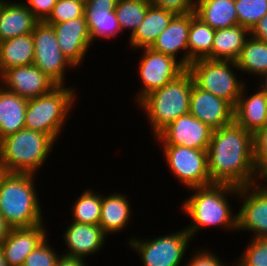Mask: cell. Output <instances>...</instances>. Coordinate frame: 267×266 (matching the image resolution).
Returning <instances> with one entry per match:
<instances>
[{"label": "cell", "instance_id": "cell-1", "mask_svg": "<svg viewBox=\"0 0 267 266\" xmlns=\"http://www.w3.org/2000/svg\"><path fill=\"white\" fill-rule=\"evenodd\" d=\"M207 152L212 183L240 188L262 181L254 166L253 134L235 122L213 130Z\"/></svg>", "mask_w": 267, "mask_h": 266}, {"label": "cell", "instance_id": "cell-2", "mask_svg": "<svg viewBox=\"0 0 267 266\" xmlns=\"http://www.w3.org/2000/svg\"><path fill=\"white\" fill-rule=\"evenodd\" d=\"M190 192L193 195L185 198L180 206L184 216L191 219L185 227L191 238L207 227L237 232V213H233L229 198L238 197L239 187L213 183L191 188Z\"/></svg>", "mask_w": 267, "mask_h": 266}, {"label": "cell", "instance_id": "cell-3", "mask_svg": "<svg viewBox=\"0 0 267 266\" xmlns=\"http://www.w3.org/2000/svg\"><path fill=\"white\" fill-rule=\"evenodd\" d=\"M36 176L8 173L2 180L0 212L12 228L32 227L45 222L36 190Z\"/></svg>", "mask_w": 267, "mask_h": 266}, {"label": "cell", "instance_id": "cell-4", "mask_svg": "<svg viewBox=\"0 0 267 266\" xmlns=\"http://www.w3.org/2000/svg\"><path fill=\"white\" fill-rule=\"evenodd\" d=\"M193 84V77L186 69L176 79L148 93L136 104L143 114L146 113L153 138L174 120L189 113Z\"/></svg>", "mask_w": 267, "mask_h": 266}, {"label": "cell", "instance_id": "cell-5", "mask_svg": "<svg viewBox=\"0 0 267 266\" xmlns=\"http://www.w3.org/2000/svg\"><path fill=\"white\" fill-rule=\"evenodd\" d=\"M76 93L74 86L57 85L49 93L28 99L25 128L49 135L55 142L60 140L62 129L77 106Z\"/></svg>", "mask_w": 267, "mask_h": 266}, {"label": "cell", "instance_id": "cell-6", "mask_svg": "<svg viewBox=\"0 0 267 266\" xmlns=\"http://www.w3.org/2000/svg\"><path fill=\"white\" fill-rule=\"evenodd\" d=\"M55 144L49 135L24 128L0 140V161L8 173L36 175Z\"/></svg>", "mask_w": 267, "mask_h": 266}, {"label": "cell", "instance_id": "cell-7", "mask_svg": "<svg viewBox=\"0 0 267 266\" xmlns=\"http://www.w3.org/2000/svg\"><path fill=\"white\" fill-rule=\"evenodd\" d=\"M187 70L198 88L228 101L233 107L247 83L244 79L238 80L236 74L239 69L236 62L231 60L198 59L193 61Z\"/></svg>", "mask_w": 267, "mask_h": 266}, {"label": "cell", "instance_id": "cell-8", "mask_svg": "<svg viewBox=\"0 0 267 266\" xmlns=\"http://www.w3.org/2000/svg\"><path fill=\"white\" fill-rule=\"evenodd\" d=\"M131 236L130 249L140 255L144 266H183V259L188 251L191 238L185 227L167 235L146 239Z\"/></svg>", "mask_w": 267, "mask_h": 266}, {"label": "cell", "instance_id": "cell-9", "mask_svg": "<svg viewBox=\"0 0 267 266\" xmlns=\"http://www.w3.org/2000/svg\"><path fill=\"white\" fill-rule=\"evenodd\" d=\"M171 175L186 190L213 184L208 171L207 150L186 146L160 145Z\"/></svg>", "mask_w": 267, "mask_h": 266}, {"label": "cell", "instance_id": "cell-10", "mask_svg": "<svg viewBox=\"0 0 267 266\" xmlns=\"http://www.w3.org/2000/svg\"><path fill=\"white\" fill-rule=\"evenodd\" d=\"M32 35L35 47L33 64L57 85H65L64 80L67 79L65 72L69 70L68 68H74L73 70L76 68L61 52L54 28L44 21L38 22Z\"/></svg>", "mask_w": 267, "mask_h": 266}, {"label": "cell", "instance_id": "cell-11", "mask_svg": "<svg viewBox=\"0 0 267 266\" xmlns=\"http://www.w3.org/2000/svg\"><path fill=\"white\" fill-rule=\"evenodd\" d=\"M138 60V75L141 88L134 96L136 104L148 93L162 88L170 81L176 79L186 68L175 58L156 52L151 48H143Z\"/></svg>", "mask_w": 267, "mask_h": 266}, {"label": "cell", "instance_id": "cell-12", "mask_svg": "<svg viewBox=\"0 0 267 266\" xmlns=\"http://www.w3.org/2000/svg\"><path fill=\"white\" fill-rule=\"evenodd\" d=\"M236 199L241 204L237 210V232L248 231L252 232L251 238H267V180L240 187Z\"/></svg>", "mask_w": 267, "mask_h": 266}, {"label": "cell", "instance_id": "cell-13", "mask_svg": "<svg viewBox=\"0 0 267 266\" xmlns=\"http://www.w3.org/2000/svg\"><path fill=\"white\" fill-rule=\"evenodd\" d=\"M212 132L208 125L188 113L174 120L153 139L162 145L208 150Z\"/></svg>", "mask_w": 267, "mask_h": 266}, {"label": "cell", "instance_id": "cell-14", "mask_svg": "<svg viewBox=\"0 0 267 266\" xmlns=\"http://www.w3.org/2000/svg\"><path fill=\"white\" fill-rule=\"evenodd\" d=\"M54 32L60 50L69 62L77 69L83 64L89 48L94 46L85 17L74 18L61 23L49 24Z\"/></svg>", "mask_w": 267, "mask_h": 266}, {"label": "cell", "instance_id": "cell-15", "mask_svg": "<svg viewBox=\"0 0 267 266\" xmlns=\"http://www.w3.org/2000/svg\"><path fill=\"white\" fill-rule=\"evenodd\" d=\"M0 85L26 99L49 93L57 86L51 78L34 64L6 70L0 76Z\"/></svg>", "mask_w": 267, "mask_h": 266}, {"label": "cell", "instance_id": "cell-16", "mask_svg": "<svg viewBox=\"0 0 267 266\" xmlns=\"http://www.w3.org/2000/svg\"><path fill=\"white\" fill-rule=\"evenodd\" d=\"M189 113L213 130L234 122V107L228 101L198 88L195 84L191 91Z\"/></svg>", "mask_w": 267, "mask_h": 266}, {"label": "cell", "instance_id": "cell-17", "mask_svg": "<svg viewBox=\"0 0 267 266\" xmlns=\"http://www.w3.org/2000/svg\"><path fill=\"white\" fill-rule=\"evenodd\" d=\"M107 237L99 224H79L71 221L63 231L65 252L62 254L85 260L90 255L92 257L95 253L102 252Z\"/></svg>", "mask_w": 267, "mask_h": 266}, {"label": "cell", "instance_id": "cell-18", "mask_svg": "<svg viewBox=\"0 0 267 266\" xmlns=\"http://www.w3.org/2000/svg\"><path fill=\"white\" fill-rule=\"evenodd\" d=\"M118 0H87L84 17L92 43L100 39L113 40L120 34L121 28L115 9Z\"/></svg>", "mask_w": 267, "mask_h": 266}, {"label": "cell", "instance_id": "cell-19", "mask_svg": "<svg viewBox=\"0 0 267 266\" xmlns=\"http://www.w3.org/2000/svg\"><path fill=\"white\" fill-rule=\"evenodd\" d=\"M45 223L11 229L1 245L9 266H22L26 257L48 237Z\"/></svg>", "mask_w": 267, "mask_h": 266}, {"label": "cell", "instance_id": "cell-20", "mask_svg": "<svg viewBox=\"0 0 267 266\" xmlns=\"http://www.w3.org/2000/svg\"><path fill=\"white\" fill-rule=\"evenodd\" d=\"M190 25L191 13L176 14L168 27L159 34L151 49L175 58L187 69ZM180 52H184L182 58H178Z\"/></svg>", "mask_w": 267, "mask_h": 266}, {"label": "cell", "instance_id": "cell-21", "mask_svg": "<svg viewBox=\"0 0 267 266\" xmlns=\"http://www.w3.org/2000/svg\"><path fill=\"white\" fill-rule=\"evenodd\" d=\"M257 88L247 96L246 83L234 107V122L251 134L267 124V95Z\"/></svg>", "mask_w": 267, "mask_h": 266}, {"label": "cell", "instance_id": "cell-22", "mask_svg": "<svg viewBox=\"0 0 267 266\" xmlns=\"http://www.w3.org/2000/svg\"><path fill=\"white\" fill-rule=\"evenodd\" d=\"M39 21L26 5L19 1L2 0L0 3V41L32 33Z\"/></svg>", "mask_w": 267, "mask_h": 266}, {"label": "cell", "instance_id": "cell-23", "mask_svg": "<svg viewBox=\"0 0 267 266\" xmlns=\"http://www.w3.org/2000/svg\"><path fill=\"white\" fill-rule=\"evenodd\" d=\"M104 195V196H103ZM102 194V205H101V218L99 225L101 226L104 233L108 236L111 234L122 232L124 228L128 226L133 216L130 197L127 194L110 193Z\"/></svg>", "mask_w": 267, "mask_h": 266}, {"label": "cell", "instance_id": "cell-24", "mask_svg": "<svg viewBox=\"0 0 267 266\" xmlns=\"http://www.w3.org/2000/svg\"><path fill=\"white\" fill-rule=\"evenodd\" d=\"M176 14L159 8L152 3L148 6L144 20L135 30L131 37H128L130 49L140 51L143 48H151L159 34L169 25Z\"/></svg>", "mask_w": 267, "mask_h": 266}, {"label": "cell", "instance_id": "cell-25", "mask_svg": "<svg viewBox=\"0 0 267 266\" xmlns=\"http://www.w3.org/2000/svg\"><path fill=\"white\" fill-rule=\"evenodd\" d=\"M27 101L0 85V140L25 128Z\"/></svg>", "mask_w": 267, "mask_h": 266}, {"label": "cell", "instance_id": "cell-26", "mask_svg": "<svg viewBox=\"0 0 267 266\" xmlns=\"http://www.w3.org/2000/svg\"><path fill=\"white\" fill-rule=\"evenodd\" d=\"M194 12L215 30L238 25L235 0H195Z\"/></svg>", "mask_w": 267, "mask_h": 266}, {"label": "cell", "instance_id": "cell-27", "mask_svg": "<svg viewBox=\"0 0 267 266\" xmlns=\"http://www.w3.org/2000/svg\"><path fill=\"white\" fill-rule=\"evenodd\" d=\"M32 33L12 37L0 42V76L13 67L28 66L34 60Z\"/></svg>", "mask_w": 267, "mask_h": 266}, {"label": "cell", "instance_id": "cell-28", "mask_svg": "<svg viewBox=\"0 0 267 266\" xmlns=\"http://www.w3.org/2000/svg\"><path fill=\"white\" fill-rule=\"evenodd\" d=\"M249 36V30L240 25L215 30L212 60H231L235 62Z\"/></svg>", "mask_w": 267, "mask_h": 266}, {"label": "cell", "instance_id": "cell-29", "mask_svg": "<svg viewBox=\"0 0 267 266\" xmlns=\"http://www.w3.org/2000/svg\"><path fill=\"white\" fill-rule=\"evenodd\" d=\"M215 29L191 13V25L188 35V67L198 59L212 60V46Z\"/></svg>", "mask_w": 267, "mask_h": 266}, {"label": "cell", "instance_id": "cell-30", "mask_svg": "<svg viewBox=\"0 0 267 266\" xmlns=\"http://www.w3.org/2000/svg\"><path fill=\"white\" fill-rule=\"evenodd\" d=\"M235 62L239 72L258 79L267 71V42L249 36Z\"/></svg>", "mask_w": 267, "mask_h": 266}, {"label": "cell", "instance_id": "cell-31", "mask_svg": "<svg viewBox=\"0 0 267 266\" xmlns=\"http://www.w3.org/2000/svg\"><path fill=\"white\" fill-rule=\"evenodd\" d=\"M93 188L85 189L71 207L73 222L79 224L98 225L101 218L102 194Z\"/></svg>", "mask_w": 267, "mask_h": 266}, {"label": "cell", "instance_id": "cell-32", "mask_svg": "<svg viewBox=\"0 0 267 266\" xmlns=\"http://www.w3.org/2000/svg\"><path fill=\"white\" fill-rule=\"evenodd\" d=\"M150 0H118L115 14L119 22L121 32L129 31V37L144 20Z\"/></svg>", "mask_w": 267, "mask_h": 266}, {"label": "cell", "instance_id": "cell-33", "mask_svg": "<svg viewBox=\"0 0 267 266\" xmlns=\"http://www.w3.org/2000/svg\"><path fill=\"white\" fill-rule=\"evenodd\" d=\"M238 25L249 31L267 14V0H235Z\"/></svg>", "mask_w": 267, "mask_h": 266}, {"label": "cell", "instance_id": "cell-34", "mask_svg": "<svg viewBox=\"0 0 267 266\" xmlns=\"http://www.w3.org/2000/svg\"><path fill=\"white\" fill-rule=\"evenodd\" d=\"M241 254L231 266H267V238H250Z\"/></svg>", "mask_w": 267, "mask_h": 266}, {"label": "cell", "instance_id": "cell-35", "mask_svg": "<svg viewBox=\"0 0 267 266\" xmlns=\"http://www.w3.org/2000/svg\"><path fill=\"white\" fill-rule=\"evenodd\" d=\"M84 6L85 3L76 0H57L49 17L44 22L55 24L84 17Z\"/></svg>", "mask_w": 267, "mask_h": 266}, {"label": "cell", "instance_id": "cell-36", "mask_svg": "<svg viewBox=\"0 0 267 266\" xmlns=\"http://www.w3.org/2000/svg\"><path fill=\"white\" fill-rule=\"evenodd\" d=\"M253 157L255 170L267 180V124L253 134Z\"/></svg>", "mask_w": 267, "mask_h": 266}, {"label": "cell", "instance_id": "cell-37", "mask_svg": "<svg viewBox=\"0 0 267 266\" xmlns=\"http://www.w3.org/2000/svg\"><path fill=\"white\" fill-rule=\"evenodd\" d=\"M48 237L39 244L25 259L22 266H56L61 254L53 249Z\"/></svg>", "mask_w": 267, "mask_h": 266}, {"label": "cell", "instance_id": "cell-38", "mask_svg": "<svg viewBox=\"0 0 267 266\" xmlns=\"http://www.w3.org/2000/svg\"><path fill=\"white\" fill-rule=\"evenodd\" d=\"M207 249L202 250L199 248L196 251H193L191 257L188 259L184 266H229L228 263H225V259H221L219 255H216L212 250L208 251Z\"/></svg>", "mask_w": 267, "mask_h": 266}, {"label": "cell", "instance_id": "cell-39", "mask_svg": "<svg viewBox=\"0 0 267 266\" xmlns=\"http://www.w3.org/2000/svg\"><path fill=\"white\" fill-rule=\"evenodd\" d=\"M150 2L159 8H163L175 14L194 12L195 0H150Z\"/></svg>", "mask_w": 267, "mask_h": 266}, {"label": "cell", "instance_id": "cell-40", "mask_svg": "<svg viewBox=\"0 0 267 266\" xmlns=\"http://www.w3.org/2000/svg\"><path fill=\"white\" fill-rule=\"evenodd\" d=\"M56 2L57 0H23V3L39 22H43L49 17Z\"/></svg>", "mask_w": 267, "mask_h": 266}, {"label": "cell", "instance_id": "cell-41", "mask_svg": "<svg viewBox=\"0 0 267 266\" xmlns=\"http://www.w3.org/2000/svg\"><path fill=\"white\" fill-rule=\"evenodd\" d=\"M249 32L251 37L259 41L267 42V14L264 15Z\"/></svg>", "mask_w": 267, "mask_h": 266}, {"label": "cell", "instance_id": "cell-42", "mask_svg": "<svg viewBox=\"0 0 267 266\" xmlns=\"http://www.w3.org/2000/svg\"><path fill=\"white\" fill-rule=\"evenodd\" d=\"M56 266H88V263L84 259L68 257L62 254Z\"/></svg>", "mask_w": 267, "mask_h": 266}, {"label": "cell", "instance_id": "cell-43", "mask_svg": "<svg viewBox=\"0 0 267 266\" xmlns=\"http://www.w3.org/2000/svg\"><path fill=\"white\" fill-rule=\"evenodd\" d=\"M12 227L7 223L6 219L2 216L0 212V246L6 240Z\"/></svg>", "mask_w": 267, "mask_h": 266}, {"label": "cell", "instance_id": "cell-44", "mask_svg": "<svg viewBox=\"0 0 267 266\" xmlns=\"http://www.w3.org/2000/svg\"><path fill=\"white\" fill-rule=\"evenodd\" d=\"M258 79V87L267 95V71Z\"/></svg>", "mask_w": 267, "mask_h": 266}, {"label": "cell", "instance_id": "cell-45", "mask_svg": "<svg viewBox=\"0 0 267 266\" xmlns=\"http://www.w3.org/2000/svg\"><path fill=\"white\" fill-rule=\"evenodd\" d=\"M8 174V171L6 167L3 165V163L0 161V185L2 183V180L4 177Z\"/></svg>", "mask_w": 267, "mask_h": 266}, {"label": "cell", "instance_id": "cell-46", "mask_svg": "<svg viewBox=\"0 0 267 266\" xmlns=\"http://www.w3.org/2000/svg\"><path fill=\"white\" fill-rule=\"evenodd\" d=\"M0 266H9L7 261L5 260L4 252L1 246H0Z\"/></svg>", "mask_w": 267, "mask_h": 266}, {"label": "cell", "instance_id": "cell-47", "mask_svg": "<svg viewBox=\"0 0 267 266\" xmlns=\"http://www.w3.org/2000/svg\"><path fill=\"white\" fill-rule=\"evenodd\" d=\"M76 1L86 3L87 0H76Z\"/></svg>", "mask_w": 267, "mask_h": 266}]
</instances>
